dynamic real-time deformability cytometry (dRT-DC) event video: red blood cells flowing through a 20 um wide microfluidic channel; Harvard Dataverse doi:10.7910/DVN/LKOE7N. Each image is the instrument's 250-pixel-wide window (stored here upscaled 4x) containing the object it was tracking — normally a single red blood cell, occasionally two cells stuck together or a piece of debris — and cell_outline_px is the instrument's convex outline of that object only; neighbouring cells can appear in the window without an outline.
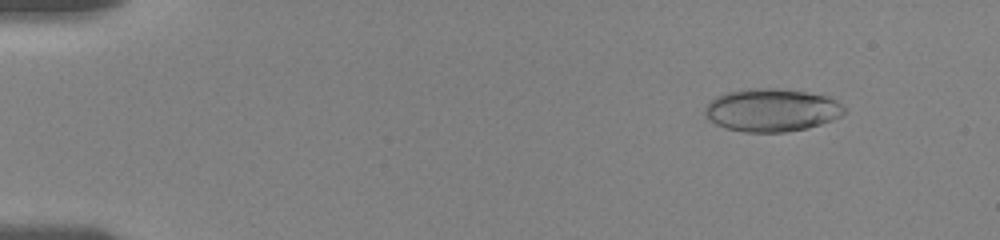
{"species": "human", "species_latin": "Homo sapiens", "temperature_condition": "room temperature", "stored_images_in_passage": 56, "camera_frame_rate_fps": 3000, "um_per_image_px": 0.085, "donor": {"sex": "female"}, "frame": {"image": 1, "passage_image": 6, "time_ms": 1.667, "image_size_px": [1000, 240], "cell_outline_px": [[844, 112], [840, 116], [832, 120], [808, 128], [784, 132], [744, 132], [728, 128], [716, 124], [708, 120], [704, 116], [704, 108], [716, 96], [728, 92], [748, 88], [780, 88], [804, 92], [824, 96], [836, 100], [844, 108]], "centroid_in_image_um": [65.55, 9.36], "position_along_channel_um": 19.4, "area_um2": 34.68}}
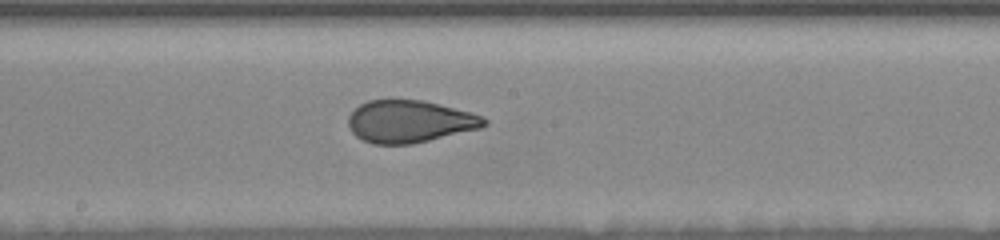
{"frame": {"image": 2, "passage_image": 31, "time_ms": 10.0, "image_size_px": [1000, 240], "cell_outline_px": [[488, 124], [480, 128], [412, 144], [372, 144], [356, 136], [352, 132], [348, 124], [348, 116], [360, 104], [368, 100], [424, 100], [484, 116], [488, 120]], "centroid_in_image_um": [34.82, 10.32], "position_along_channel_um": 213.4, "area_um2": 33.35}}
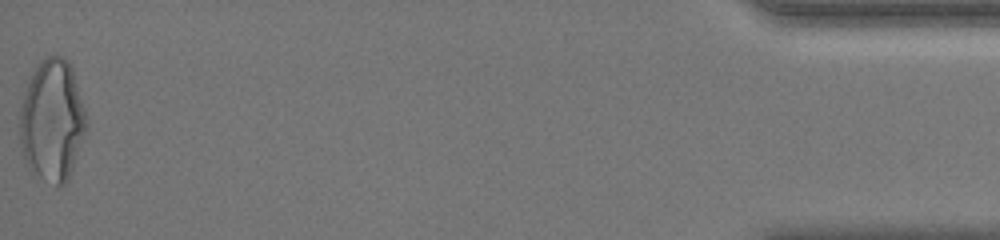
{"frame": {"image": 3, "passage_image": 56, "time_ms": 18.333, "image_size_px": [1000, 240], "cell_outline_px": [[88, 124], [68, 180], [60, 188], [32, 172], [28, 168], [20, 144], [20, 108], [24, 92], [32, 68], [40, 60], [48, 56], [60, 56], [68, 60], [72, 68], [88, 120]], "centroid_in_image_um": [4.43, 10.22], "position_along_channel_um": 430.8, "area_um2": 47.45}, "authors_computed_cell_mechanics": {"area_um2": 34.7089, "velocity_mm_per_s": 3.6354, "shape_relaxation_time_tau1_ms": 9.2254, "shape_relaxation_time_tau2_ms": 0.8832, "deformation_change_tau1": 0.2151, "deformation_change_tau2": 0.0786}}